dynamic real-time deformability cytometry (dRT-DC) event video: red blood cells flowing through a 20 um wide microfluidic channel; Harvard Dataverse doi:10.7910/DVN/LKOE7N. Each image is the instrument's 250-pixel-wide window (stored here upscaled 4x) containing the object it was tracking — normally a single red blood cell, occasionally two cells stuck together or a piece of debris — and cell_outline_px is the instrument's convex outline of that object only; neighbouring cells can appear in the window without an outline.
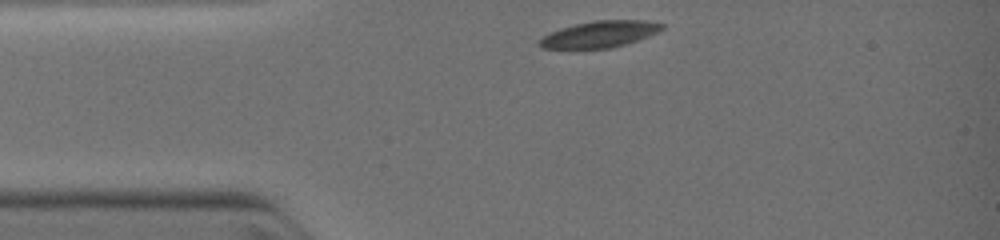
{"species": "common noctule bat (a hibernating species)", "species_latin": "Nyctalus noctula", "temperature_condition": "warm", "stored_images_in_passage": 2, "camera_frame_rate_fps": 3000, "um_per_image_px": 0.085, "animal": {"sex": "female", "body_mass_g": 19.0, "forearm_length_mm": 51.5}, "frame": {"image": 1, "passage_image": 1, "time_ms": 0.0, "image_size_px": [1000, 240], "cell_outline_px": [[664, 28], [648, 36], [612, 48], [544, 48], [536, 44], [544, 36], [560, 28], [576, 24], [596, 20], [648, 20], [664, 24]], "centroid_in_image_um": [50.99, 2.9], "position_along_channel_um": 34.0, "area_um2": 18.61}}